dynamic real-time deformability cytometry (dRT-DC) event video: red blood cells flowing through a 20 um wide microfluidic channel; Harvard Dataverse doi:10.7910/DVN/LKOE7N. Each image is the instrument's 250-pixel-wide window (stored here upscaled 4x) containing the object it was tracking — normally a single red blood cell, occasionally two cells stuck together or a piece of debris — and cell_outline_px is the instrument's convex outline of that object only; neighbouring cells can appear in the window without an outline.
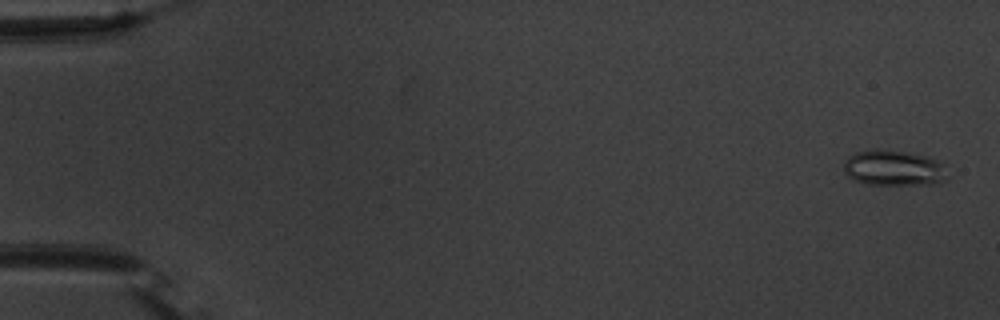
{"species": "common noctule bat (a hibernating species)", "species_latin": "Nyctalus noctula", "temperature_condition": "warm", "stored_images_in_passage": 55, "camera_frame_rate_fps": 3000, "um_per_image_px": 0.085, "animal": {"sex": "male", "body_mass_g": 20.1, "forearm_length_mm": 53.5}, "frame": {"image": 1, "passage_image": 2, "time_ms": 0.333, "image_size_px": [1000, 320], "cell_outline_px": [[948, 180], [932, 184], [864, 184], [852, 180], [844, 172], [844, 160], [848, 156], [856, 152], [876, 148], [904, 152], [928, 156], [940, 160]], "centroid_in_image_um": [75.93, 14.27], "position_along_channel_um": 9.1, "area_um2": 21.68}}
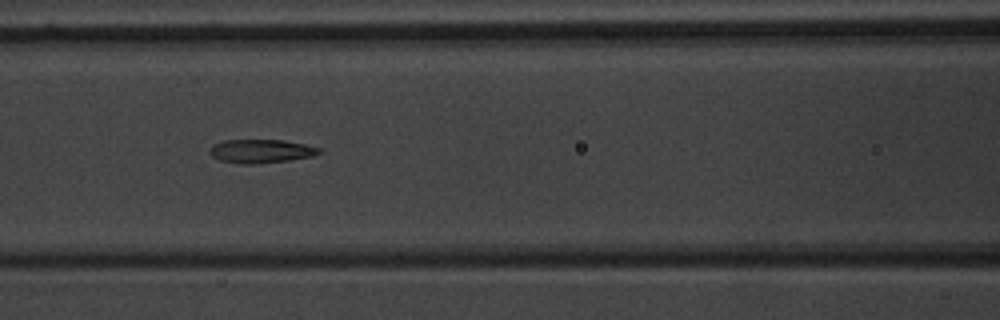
{"frame": {"image": 2, "passage_image": 25, "time_ms": 8.0, "image_size_px": [1000, 320], "cell_outline_px": [[324, 152], [312, 156], [288, 160], [256, 164], [240, 164], [220, 160], [212, 156], [208, 152], [212, 144], [224, 140], [284, 140], [304, 144], [320, 148]], "centroid_in_image_um": [22.17, 12.84], "position_along_channel_um": 144.4, "area_um2": 15.14}}
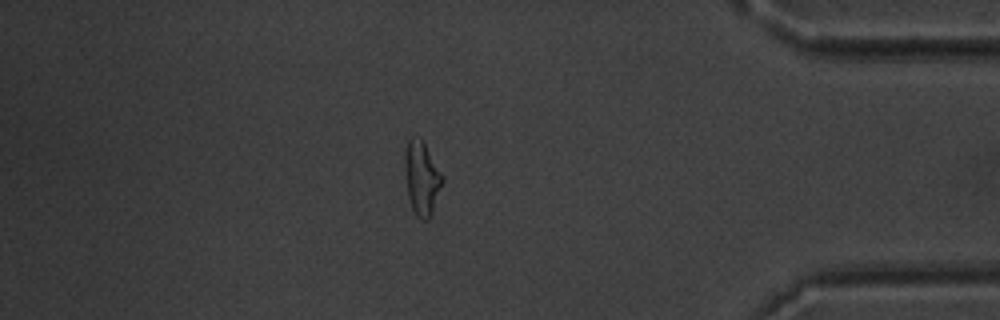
{"frame": {"image": 3, "passage_image": 48, "time_ms": 15.667, "image_size_px": [1000, 320], "cell_outline_px": [[444, 180], [428, 220], [424, 220], [416, 216], [412, 208], [408, 196], [404, 168], [404, 156], [408, 140], [412, 136], [420, 136]], "centroid_in_image_um": [35.81, 15.12], "position_along_channel_um": 399.4, "area_um2": 15.78}, "authors_computed_cell_mechanics": {"area_um2": 15.7794, "velocity_mm_per_s": 3.7373, "shape_relaxation_time_tau1_ms": 7.4293, "shape_relaxation_time_tau2_ms": 2.0209, "deformation_change_tau1": 0.2306, "deformation_change_tau2": 0.1135}}